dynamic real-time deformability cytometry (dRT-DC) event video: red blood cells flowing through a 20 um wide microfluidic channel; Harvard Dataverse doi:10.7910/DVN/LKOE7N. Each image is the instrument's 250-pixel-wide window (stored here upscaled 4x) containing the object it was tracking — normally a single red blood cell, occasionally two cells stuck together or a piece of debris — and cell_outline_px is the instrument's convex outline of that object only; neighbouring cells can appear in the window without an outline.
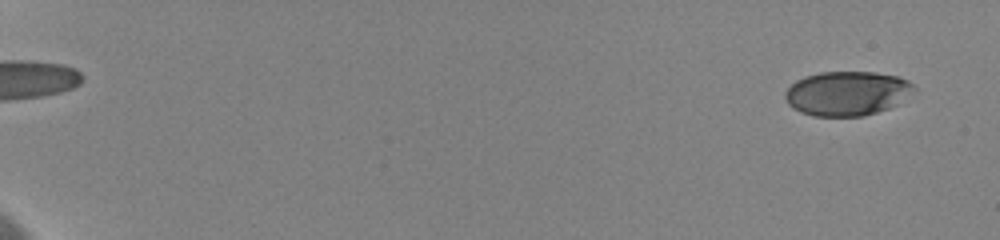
{"species": "human", "species_latin": "Homo sapiens", "temperature_condition": "cold", "stored_images_in_passage": 34, "camera_frame_rate_fps": 3000, "um_per_image_px": 0.085, "donor": {"sex": "female"}, "frame": {"image": 1, "passage_image": 1, "time_ms": 0.0, "image_size_px": [1000, 240], "cell_outline_px": [[916, 88], [896, 104], [888, 108], [864, 116], [812, 116], [800, 112], [792, 108], [788, 104], [784, 96], [784, 92], [796, 80], [804, 76], [820, 72], [876, 72], [900, 76], [908, 80]], "centroid_in_image_um": [71.96, 7.93], "position_along_channel_um": 13.0, "area_um2": 33.35}}
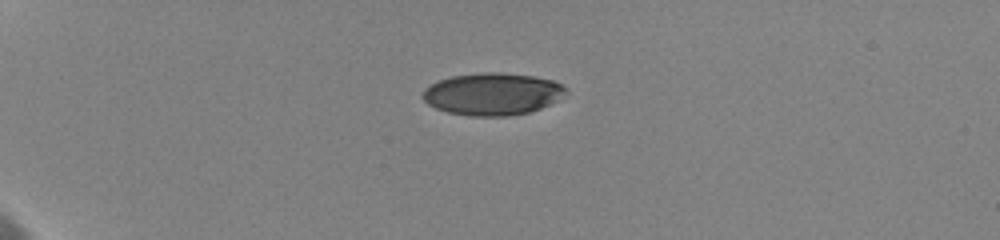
{"frame": {"image": 2, "passage_image": 21, "time_ms": 4.667, "image_size_px": [1000, 240], "cell_outline_px": [[568, 88], [556, 100], [540, 108], [528, 112], [508, 116], [468, 116], [448, 112], [436, 108], [428, 104], [420, 96], [424, 88], [440, 80], [452, 76], [484, 72], [500, 72], [536, 76], [552, 80]], "centroid_in_image_um": [41.82, 7.98], "position_along_channel_um": 43.2, "area_um2": 35.08}}